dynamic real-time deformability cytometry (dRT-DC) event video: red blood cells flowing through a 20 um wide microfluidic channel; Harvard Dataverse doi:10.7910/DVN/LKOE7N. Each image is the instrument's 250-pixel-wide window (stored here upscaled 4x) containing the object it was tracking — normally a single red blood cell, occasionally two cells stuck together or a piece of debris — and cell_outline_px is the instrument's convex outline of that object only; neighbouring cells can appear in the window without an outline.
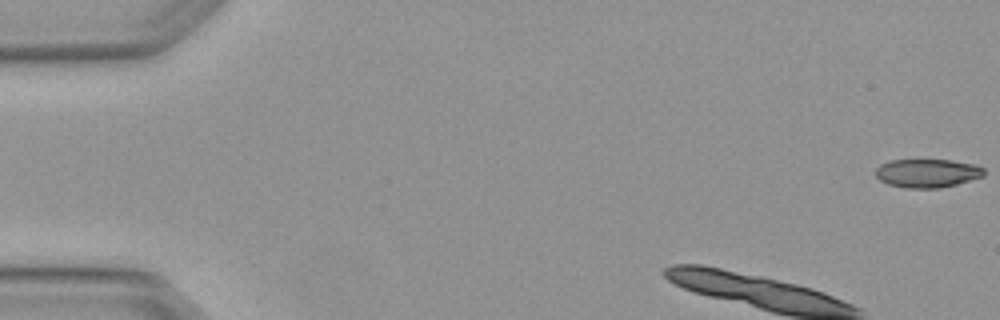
{"species": "Egyptian fruit bat (a non-hibernating species)", "species_latin": "Rousettus aegyptiacus", "temperature_condition": "warm", "stored_images_in_passage": 6, "camera_frame_rate_fps": 3000, "um_per_image_px": 0.085, "animal": {"sex": "female"}, "frame": {"image": 1, "passage_image": 1, "time_ms": 0.0, "image_size_px": [1000, 320], "cell_outline_px": [[984, 176], [956, 184], [940, 188], [904, 188], [888, 184], [880, 180], [876, 176], [876, 168], [880, 164], [888, 160], [952, 160], [976, 164], [984, 168]], "centroid_in_image_um": [78.82, 14.71], "position_along_channel_um": 6.2, "area_um2": 18.15}}